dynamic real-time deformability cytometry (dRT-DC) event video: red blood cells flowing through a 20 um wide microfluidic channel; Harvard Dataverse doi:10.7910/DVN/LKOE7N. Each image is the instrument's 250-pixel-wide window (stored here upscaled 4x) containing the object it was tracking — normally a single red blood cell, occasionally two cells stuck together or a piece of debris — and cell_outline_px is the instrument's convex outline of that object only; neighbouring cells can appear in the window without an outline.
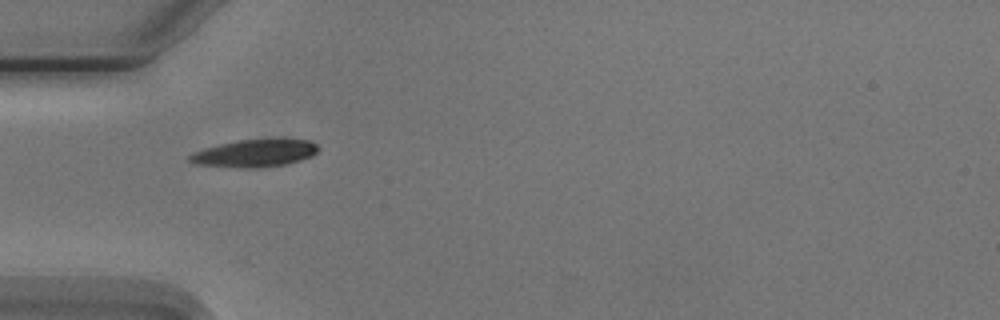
{"species": "Egyptian fruit bat (a non-hibernating species)", "species_latin": "Rousettus aegyptiacus", "temperature_condition": "cold", "stored_images_in_passage": 4, "camera_frame_rate_fps": 3000, "um_per_image_px": 0.085, "animal": {"sex": "male"}, "frame": {"image": 1, "passage_image": 3, "time_ms": 3.333, "image_size_px": [1000, 320], "cell_outline_px": [[316, 152], [312, 156], [300, 160], [284, 164], [256, 168], [244, 168], [196, 164], [188, 160], [188, 156], [192, 152], [204, 148], [236, 140], [308, 140], [316, 144]], "centroid_in_image_um": [21.58, 13.03], "position_along_channel_um": 63.4, "area_um2": 20.17}}
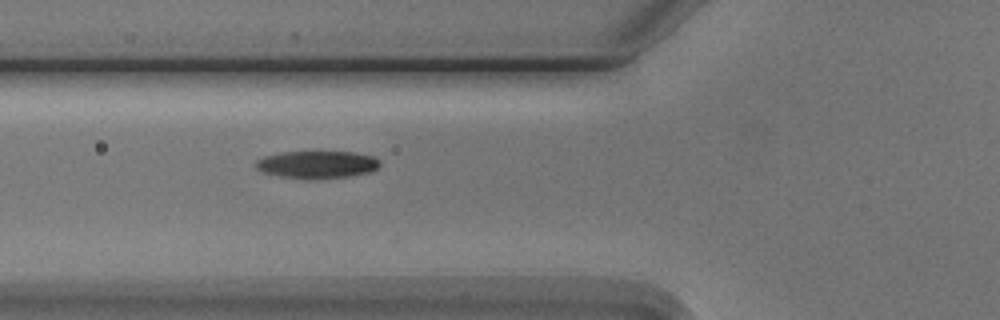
{"frame": {"image": 2, "passage_image": 4, "time_ms": 4.333, "image_size_px": [1000, 320], "cell_outline_px": [[380, 164], [376, 168], [368, 172], [352, 176], [308, 180], [280, 176], [264, 172], [256, 168], [252, 164], [256, 160], [264, 156], [280, 152], [352, 152], [372, 156], [380, 160]], "centroid_in_image_um": [26.9, 13.99], "position_along_channel_um": 98.9, "area_um2": 20.0}}